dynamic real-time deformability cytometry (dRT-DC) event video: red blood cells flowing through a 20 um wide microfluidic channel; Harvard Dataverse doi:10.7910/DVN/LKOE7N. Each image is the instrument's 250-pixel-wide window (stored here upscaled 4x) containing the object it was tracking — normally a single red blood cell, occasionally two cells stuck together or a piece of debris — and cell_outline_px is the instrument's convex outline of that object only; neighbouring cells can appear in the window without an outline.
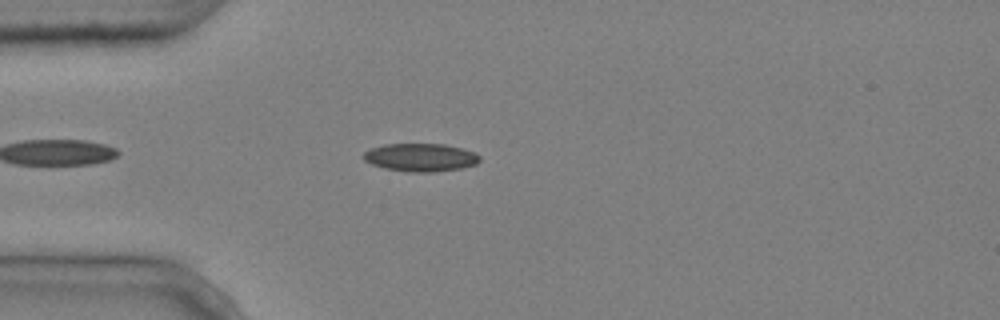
{"species": "common noctule bat (a hibernating species)", "species_latin": "Nyctalus noctula", "temperature_condition": "cold", "stored_images_in_passage": 4, "camera_frame_rate_fps": 3000, "um_per_image_px": 0.085, "animal": {"sex": "male", "body_mass_g": 20.4}, "frame": {"image": 1, "passage_image": 4, "time_ms": 1.0, "image_size_px": [1000, 320], "cell_outline_px": [[480, 160], [476, 164], [460, 168], [432, 172], [412, 172], [384, 168], [372, 164], [364, 160], [364, 152], [372, 148], [384, 144], [444, 144], [476, 152], [480, 156]], "centroid_in_image_um": [35.76, 13.38], "position_along_channel_um": 49.2, "area_um2": 18.84}}